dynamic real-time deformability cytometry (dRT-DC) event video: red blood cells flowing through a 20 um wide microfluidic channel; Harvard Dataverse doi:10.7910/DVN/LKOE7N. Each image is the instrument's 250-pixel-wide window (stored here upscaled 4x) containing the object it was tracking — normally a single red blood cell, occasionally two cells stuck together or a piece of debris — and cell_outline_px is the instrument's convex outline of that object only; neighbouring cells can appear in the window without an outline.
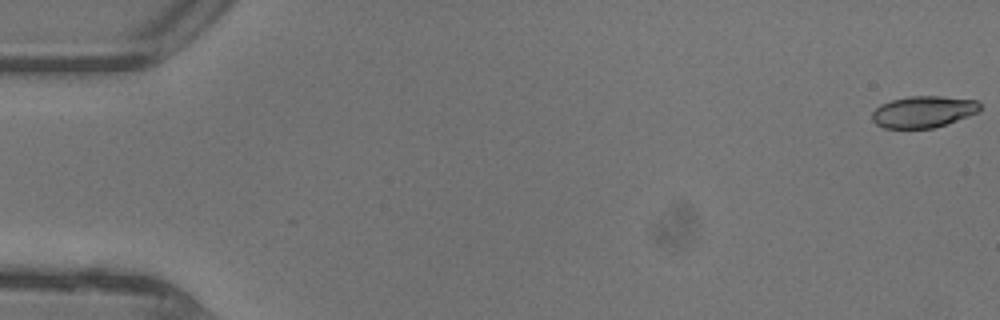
{"species": "common noctule bat (a hibernating species)", "species_latin": "Nyctalus noctula", "temperature_condition": "warm", "stored_images_in_passage": 8, "camera_frame_rate_fps": 3000, "um_per_image_px": 0.085, "animal": {"sex": "female"}, "frame": {"image": 1, "passage_image": 1, "time_ms": 0.0, "image_size_px": [1000, 320], "cell_outline_px": [[980, 108], [976, 112], [968, 116], [932, 128], [884, 128], [876, 124], [872, 120], [872, 112], [880, 104], [892, 100], [912, 96], [940, 96], [976, 100], [980, 104]], "centroid_in_image_um": [78.44, 9.49], "position_along_channel_um": 6.6, "area_um2": 19.59}}